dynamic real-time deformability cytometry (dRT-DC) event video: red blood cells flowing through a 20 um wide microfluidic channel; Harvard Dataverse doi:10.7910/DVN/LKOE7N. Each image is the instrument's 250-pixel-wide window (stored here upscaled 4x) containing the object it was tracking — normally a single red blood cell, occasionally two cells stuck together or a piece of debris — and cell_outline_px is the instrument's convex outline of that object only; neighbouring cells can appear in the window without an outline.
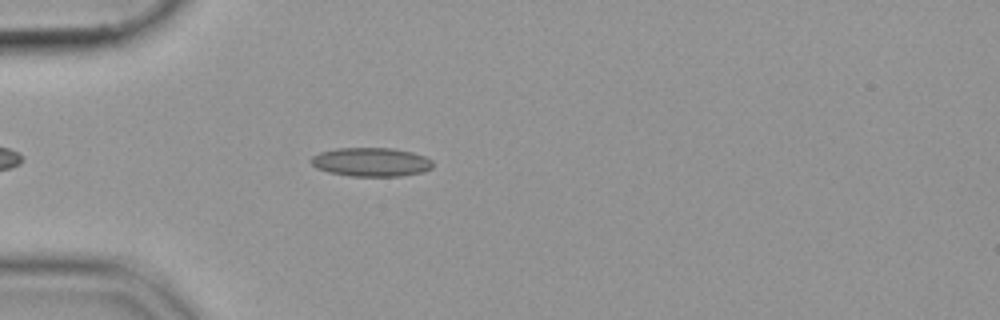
{"species": "common noctule bat (a hibernating species)", "species_latin": "Nyctalus noctula", "temperature_condition": "cold", "stored_images_in_passage": 45, "camera_frame_rate_fps": 3000, "um_per_image_px": 0.085, "animal": {"sex": "female", "body_mass_g": 19.9}, "frame": {"image": 1, "passage_image": 7, "time_ms": 2.0, "image_size_px": [1000, 320], "cell_outline_px": [[432, 168], [424, 172], [400, 176], [352, 176], [328, 172], [316, 168], [308, 160], [312, 156], [320, 152], [336, 148], [392, 148], [412, 152], [424, 156], [432, 160]], "centroid_in_image_um": [31.53, 13.77], "position_along_channel_um": 53.5, "area_um2": 20.58}}
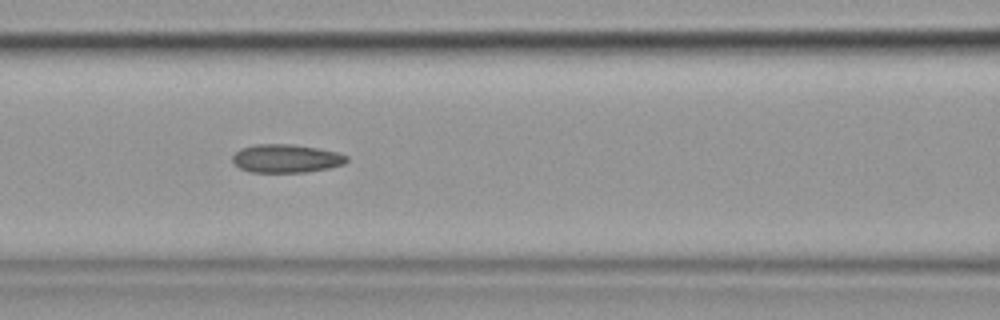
{"frame": {"image": 2, "passage_image": 15, "time_ms": 4.667, "image_size_px": [1000, 320], "cell_outline_px": [[348, 160], [344, 164], [328, 168], [304, 172], [252, 172], [240, 168], [232, 160], [232, 156], [240, 148], [256, 144], [292, 144], [316, 148], [336, 152], [348, 156]], "centroid_in_image_um": [24.31, 13.47], "position_along_channel_um": 142.3, "area_um2": 18.73}}
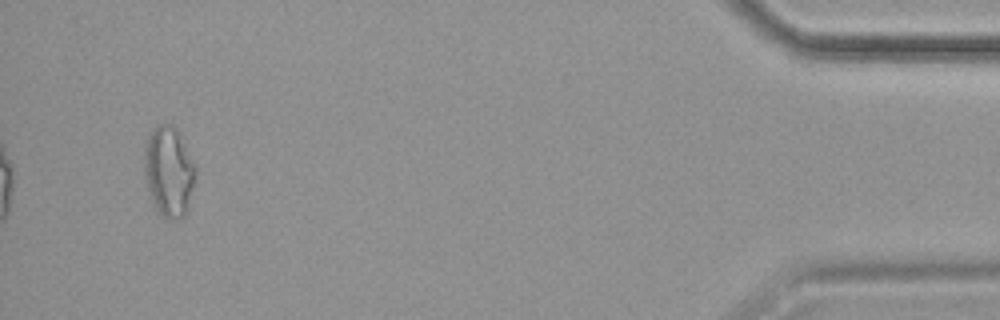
{"frame": {"image": 3, "passage_image": 43, "time_ms": 14.0, "image_size_px": [1000, 320], "cell_outline_px": [[196, 176], [188, 212], [180, 220], [168, 220], [156, 208], [152, 200], [144, 176], [144, 144], [148, 136], [160, 124], [172, 124], [176, 128], [196, 164]], "centroid_in_image_um": [14.38, 14.6], "position_along_channel_um": 420.8, "area_um2": 27.28}}